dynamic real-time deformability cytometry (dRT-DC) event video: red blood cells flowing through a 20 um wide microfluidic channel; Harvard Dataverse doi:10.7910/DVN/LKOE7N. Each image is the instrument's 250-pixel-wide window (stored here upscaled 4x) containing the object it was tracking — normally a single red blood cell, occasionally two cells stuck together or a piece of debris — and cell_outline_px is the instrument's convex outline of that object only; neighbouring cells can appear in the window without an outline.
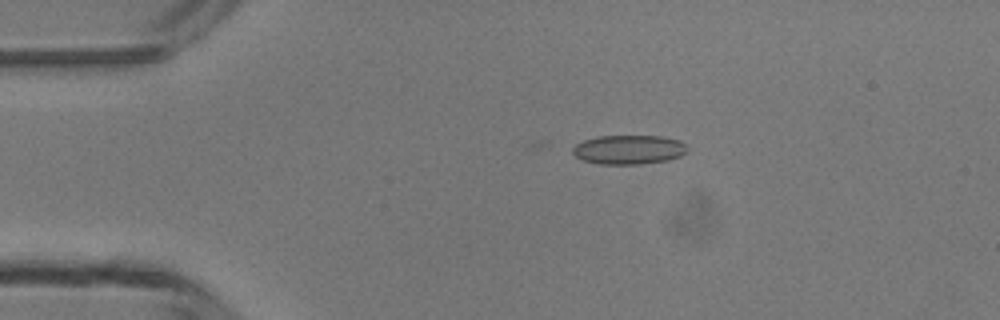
{"species": "common noctule bat (a hibernating species)", "species_latin": "Nyctalus noctula", "temperature_condition": "room temperature", "stored_images_in_passage": 3, "camera_frame_rate_fps": 3000, "um_per_image_px": 0.085, "animal": {"sex": "male", "body_mass_g": 13.3}, "frame": {"image": 1, "passage_image": 2, "time_ms": 1.0, "image_size_px": [1000, 320], "cell_outline_px": [[688, 152], [680, 156], [668, 160], [640, 164], [600, 164], [584, 160], [576, 156], [572, 152], [572, 148], [576, 144], [584, 140], [600, 136], [660, 136], [680, 140], [688, 144]], "centroid_in_image_um": [53.5, 12.71], "position_along_channel_um": 31.5, "area_um2": 19.59}}